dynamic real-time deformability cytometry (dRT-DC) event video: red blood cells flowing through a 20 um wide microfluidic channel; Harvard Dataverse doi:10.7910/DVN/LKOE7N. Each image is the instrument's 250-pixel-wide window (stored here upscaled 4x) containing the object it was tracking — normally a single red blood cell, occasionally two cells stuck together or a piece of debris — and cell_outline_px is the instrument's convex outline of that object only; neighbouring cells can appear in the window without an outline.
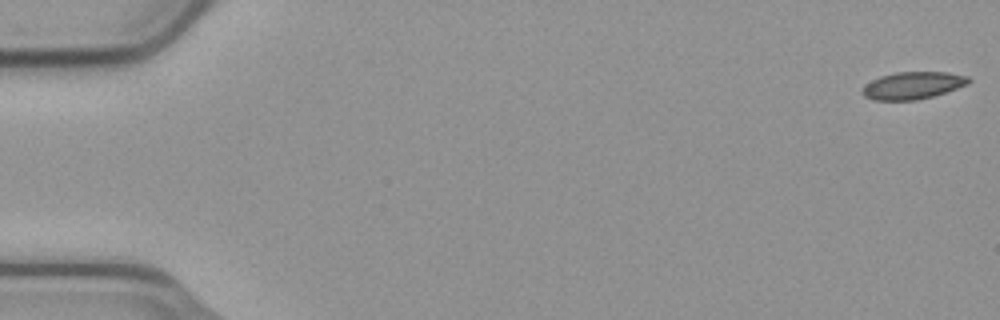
{"species": "common noctule bat (a hibernating species)", "species_latin": "Nyctalus noctula", "temperature_condition": "cold", "stored_images_in_passage": 55, "camera_frame_rate_fps": 3000, "um_per_image_px": 0.085, "animal": {"sex": "male", "body_mass_g": 23.1, "forearm_length_mm": 52.7}, "frame": {"image": 1, "passage_image": 1, "time_ms": 0.0, "image_size_px": [1000, 320], "cell_outline_px": [[972, 80], [968, 84], [932, 96], [916, 100], [872, 100], [864, 96], [860, 88], [864, 84], [880, 76], [896, 72], [948, 72], [968, 76]], "centroid_in_image_um": [77.55, 7.26], "position_along_channel_um": 7.4, "area_um2": 16.94}}
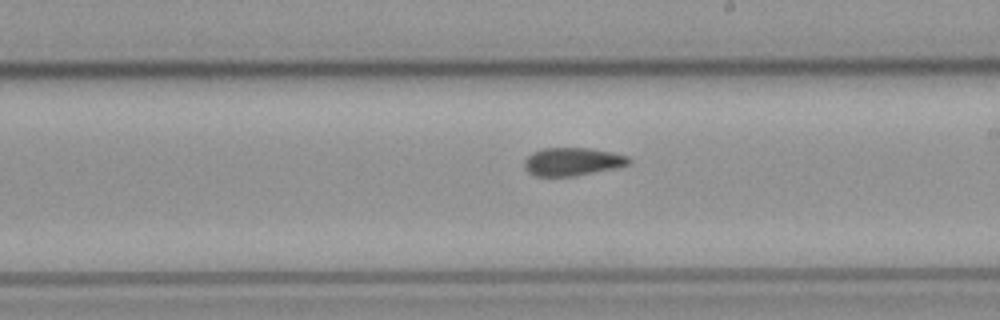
{"frame": {"image": 2, "passage_image": 32, "time_ms": 10.333, "image_size_px": [1000, 320], "cell_outline_px": [[632, 160], [628, 164], [620, 168], [576, 176], [536, 176], [528, 172], [524, 168], [524, 160], [532, 152], [544, 148], [592, 148], [612, 152], [628, 156]], "centroid_in_image_um": [48.69, 13.74], "position_along_channel_um": 240.3, "area_um2": 17.4}}
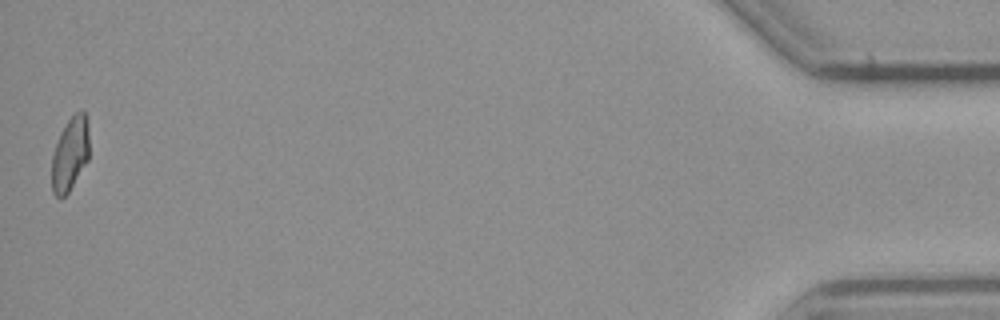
{"frame": {"image": 3, "passage_image": 55, "time_ms": 18.0, "image_size_px": [1000, 320], "cell_outline_px": [[88, 160], [68, 192], [60, 200], [52, 192], [52, 156], [60, 132], [68, 120], [76, 112], [84, 112], [88, 120]], "centroid_in_image_um": [5.95, 13.1], "position_along_channel_um": 429.3, "area_um2": 15.95}, "authors_computed_cell_mechanics": {"area_um2": 17.34, "velocity_mm_per_s": 3.7495, "shape_relaxation_time_tau1_ms": null, "shape_relaxation_time_tau2_ms": 4.2801, "deformation_change_tau1": null, "deformation_change_tau2": 0.0939}}